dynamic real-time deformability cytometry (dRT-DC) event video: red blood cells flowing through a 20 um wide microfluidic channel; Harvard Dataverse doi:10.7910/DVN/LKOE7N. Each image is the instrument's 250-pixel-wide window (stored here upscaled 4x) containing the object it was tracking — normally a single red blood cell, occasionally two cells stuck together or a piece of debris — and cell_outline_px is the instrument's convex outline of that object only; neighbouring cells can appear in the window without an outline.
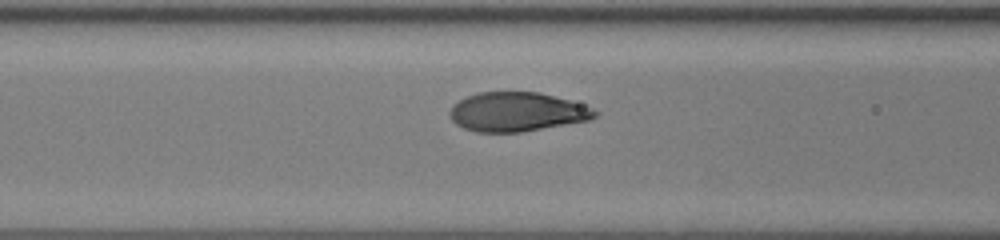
{"species": "human", "species_latin": "Homo sapiens", "temperature_condition": "room temperature", "stored_images_in_passage": 17, "camera_frame_rate_fps": 3000, "um_per_image_px": 0.085, "donor": {"sex": "female"}, "frame": {"image": 1, "passage_image": 12, "time_ms": 3.667, "image_size_px": [1000, 240], "cell_outline_px": [[600, 112], [592, 120], [520, 132], [476, 132], [464, 128], [456, 124], [452, 120], [448, 112], [452, 104], [468, 96], [480, 92], [540, 92], [568, 100], [592, 108]], "centroid_in_image_um": [43.93, 9.51], "position_along_channel_um": 122.7, "area_um2": 33.12}}
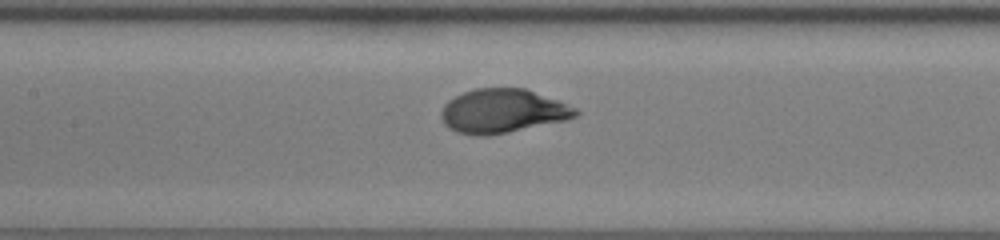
{"frame": {"image": 2, "passage_image": 15, "time_ms": 4.667, "image_size_px": [1000, 240], "cell_outline_px": [[580, 112], [576, 116], [568, 120], [488, 136], [472, 136], [456, 132], [448, 128], [444, 124], [440, 116], [440, 112], [444, 104], [448, 100], [464, 92], [476, 88], [524, 88], [556, 100], [576, 108]], "centroid_in_image_um": [42.68, 9.46], "position_along_channel_um": 164.7, "area_um2": 34.51}}